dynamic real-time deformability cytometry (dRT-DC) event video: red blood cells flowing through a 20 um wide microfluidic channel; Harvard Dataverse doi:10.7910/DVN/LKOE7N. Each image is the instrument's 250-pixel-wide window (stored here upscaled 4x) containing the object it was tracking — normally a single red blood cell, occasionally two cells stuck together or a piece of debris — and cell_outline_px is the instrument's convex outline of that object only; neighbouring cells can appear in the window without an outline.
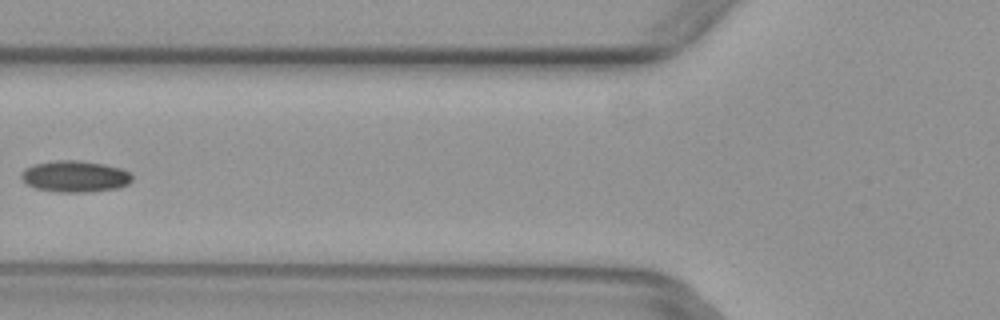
{"species": "common noctule bat (a hibernating species)", "species_latin": "Nyctalus noctula", "temperature_condition": "warm", "stored_images_in_passage": 2, "camera_frame_rate_fps": 3000, "um_per_image_px": 0.085, "animal": {"sex": "female", "body_mass_g": 29.2, "forearm_length_mm": 56.3}, "frame": {"image": 1, "passage_image": 2, "time_ms": 0.333, "image_size_px": [1000, 320], "cell_outline_px": [[132, 180], [128, 184], [120, 188], [92, 192], [56, 192], [36, 188], [24, 184], [20, 176], [20, 172], [24, 168], [32, 164], [56, 160], [76, 160], [104, 164], [120, 168], [128, 172], [132, 176]], "centroid_in_image_um": [6.33, 15.0], "position_along_channel_um": 119.5, "area_um2": 20.63}}